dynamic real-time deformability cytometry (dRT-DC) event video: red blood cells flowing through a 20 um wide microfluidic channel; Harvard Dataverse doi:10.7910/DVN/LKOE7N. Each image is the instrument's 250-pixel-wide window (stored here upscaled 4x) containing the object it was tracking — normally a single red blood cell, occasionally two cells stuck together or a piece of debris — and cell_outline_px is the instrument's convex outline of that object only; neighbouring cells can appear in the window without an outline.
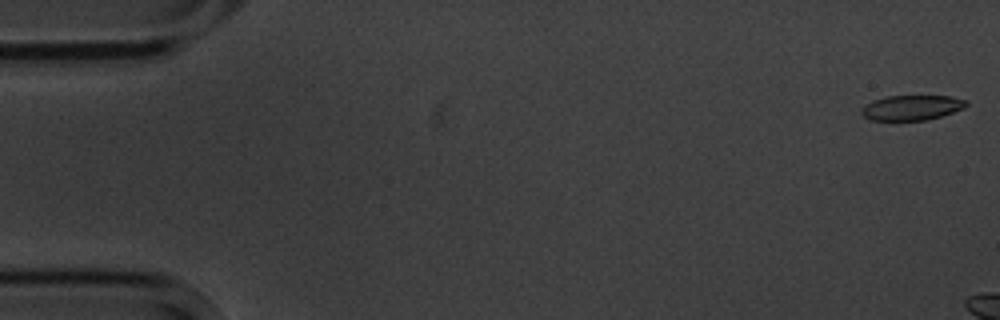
{"species": "common noctule bat (a hibernating species)", "species_latin": "Nyctalus noctula", "temperature_condition": "cold", "stored_images_in_passage": 3, "camera_frame_rate_fps": 3000, "um_per_image_px": 0.085, "animal": {"sex": "male", "body_mass_g": 20.1, "forearm_length_mm": 53.5}, "frame": {"image": 1, "passage_image": 1, "time_ms": 0.0, "image_size_px": [1000, 320], "cell_outline_px": [[968, 104], [964, 108], [940, 116], [924, 120], [872, 120], [864, 116], [860, 112], [860, 108], [872, 100], [888, 96], [952, 96], [968, 100]], "centroid_in_image_um": [77.49, 9.14], "position_along_channel_um": 7.5, "area_um2": 15.26}}